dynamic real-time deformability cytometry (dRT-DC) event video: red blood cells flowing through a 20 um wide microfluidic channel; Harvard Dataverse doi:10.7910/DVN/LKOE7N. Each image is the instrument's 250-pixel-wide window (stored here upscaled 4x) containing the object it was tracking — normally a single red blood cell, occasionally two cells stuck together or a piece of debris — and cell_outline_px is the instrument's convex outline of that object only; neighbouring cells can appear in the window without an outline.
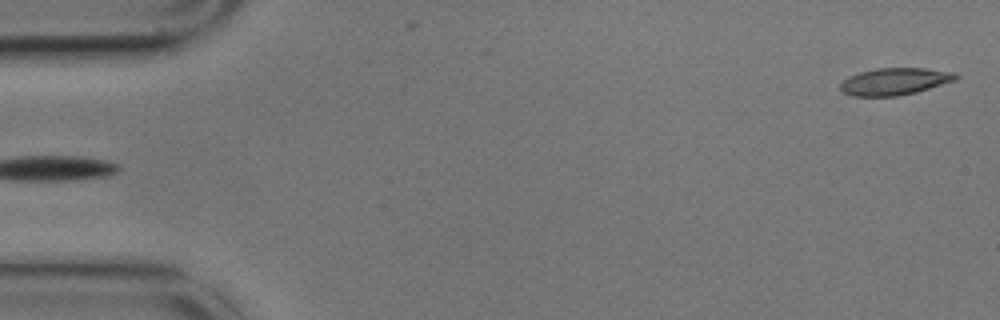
{"species": "common noctule bat (a hibernating species)", "species_latin": "Nyctalus noctula", "temperature_condition": "cold", "stored_images_in_passage": 4, "segment_of_instrument_passage": [2, 2], "camera_frame_rate_fps": 3000, "um_per_image_px": 0.085, "animal": {"sex": "male", "body_mass_g": 17.9}, "frame": {"image": 1, "passage_image": 4, "time_ms": 1.0, "image_size_px": [1000, 320], "cell_outline_px": [[960, 76], [956, 80], [916, 92], [896, 96], [852, 96], [840, 92], [840, 84], [848, 76], [860, 72], [876, 68], [924, 68], [956, 72]], "centroid_in_image_um": [76.04, 6.92], "position_along_channel_um": 9.0, "area_um2": 18.32}}